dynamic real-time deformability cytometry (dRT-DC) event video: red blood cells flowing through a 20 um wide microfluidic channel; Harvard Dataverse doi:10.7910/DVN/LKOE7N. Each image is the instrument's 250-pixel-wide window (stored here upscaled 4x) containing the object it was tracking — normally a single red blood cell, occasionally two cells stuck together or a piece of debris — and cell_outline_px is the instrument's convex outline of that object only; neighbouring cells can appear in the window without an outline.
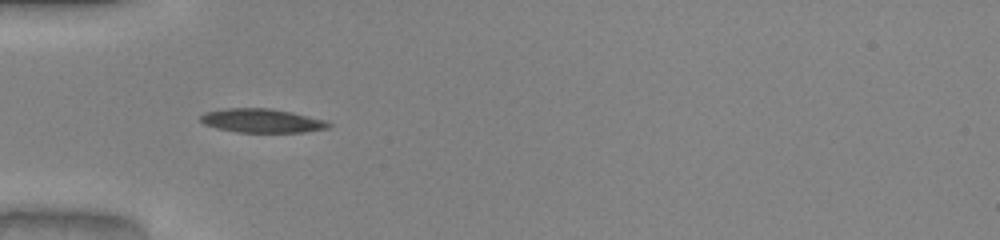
{"species": "common noctule bat (a hibernating species)", "species_latin": "Nyctalus noctula", "temperature_condition": "warm", "stored_images_in_passage": 35, "camera_frame_rate_fps": 3000, "um_per_image_px": 0.085, "animal": {"sex": "male", "body_mass_g": 20.0, "forearm_length_mm": 53.3}, "frame": {"image": 1, "passage_image": 1, "time_ms": 0.0, "image_size_px": [1000, 240], "cell_outline_px": [[332, 124], [328, 128], [304, 132], [236, 132], [216, 128], [204, 124], [200, 120], [200, 116], [204, 112], [228, 108], [272, 108], [292, 112], [328, 120]], "centroid_in_image_um": [22.28, 10.25], "position_along_channel_um": 62.7, "area_um2": 17.98}}
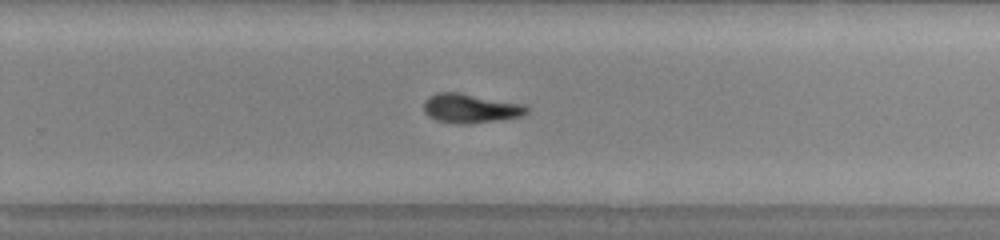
{"frame": {"image": 2, "passage_image": 18, "time_ms": 5.667, "image_size_px": [1000, 240], "cell_outline_px": [[528, 112], [524, 116], [500, 120], [468, 124], [460, 124], [436, 120], [428, 116], [424, 112], [424, 100], [428, 96], [436, 92], [460, 92], [524, 104], [528, 108]], "centroid_in_image_um": [39.99, 9.2], "position_along_channel_um": 289.8, "area_um2": 17.8}}
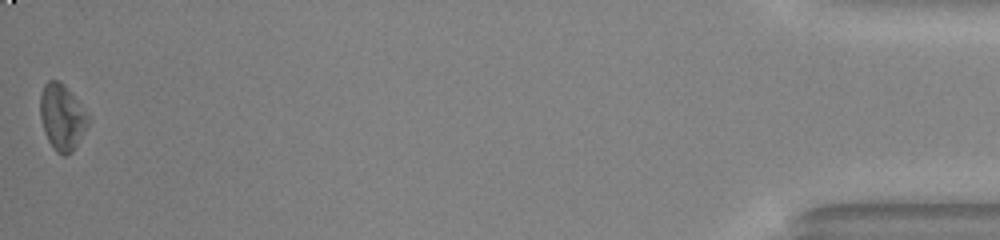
{"frame": {"image": 3, "passage_image": 35, "time_ms": 11.333, "image_size_px": [1000, 240], "cell_outline_px": [[88, 124], [72, 152], [64, 156], [56, 152], [52, 148], [44, 132], [40, 116], [40, 96], [44, 84], [48, 80], [60, 80], [88, 112]], "centroid_in_image_um": [5.26, 9.95], "position_along_channel_um": 429.9, "area_um2": 18.44}, "authors_computed_cell_mechanics": {"area_um2": 17.5134, "velocity_mm_per_s": 4.0708, "shape_relaxation_time_tau1_ms": 2.9319, "shape_relaxation_time_tau2_ms": null, "deformation_change_tau1": 0.1644, "deformation_change_tau2": null}}